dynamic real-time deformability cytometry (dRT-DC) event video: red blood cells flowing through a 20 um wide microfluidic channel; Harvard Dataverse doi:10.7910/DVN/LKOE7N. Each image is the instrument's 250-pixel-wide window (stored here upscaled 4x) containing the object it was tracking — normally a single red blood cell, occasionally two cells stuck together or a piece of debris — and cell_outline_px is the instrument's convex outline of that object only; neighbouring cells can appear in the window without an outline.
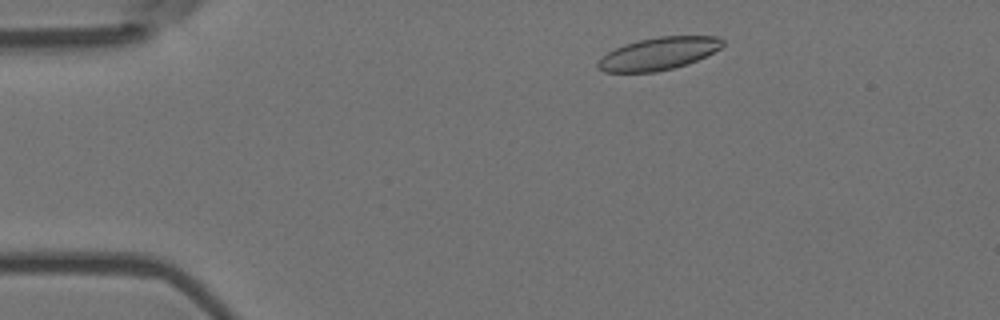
{"species": "Egyptian fruit bat (a non-hibernating species)", "species_latin": "Rousettus aegyptiacus", "temperature_condition": "room temperature", "stored_images_in_passage": 11, "camera_frame_rate_fps": 3000, "um_per_image_px": 0.085, "animal": {"sex": "female"}, "frame": {"image": 1, "passage_image": 5, "time_ms": 1.333, "image_size_px": [1000, 320], "cell_outline_px": [[724, 44], [720, 48], [688, 64], [656, 72], [604, 72], [596, 68], [596, 64], [608, 52], [624, 44], [640, 40], [660, 36], [716, 36], [724, 40]], "centroid_in_image_um": [55.96, 4.56], "position_along_channel_um": 29.0, "area_um2": 23.41}}